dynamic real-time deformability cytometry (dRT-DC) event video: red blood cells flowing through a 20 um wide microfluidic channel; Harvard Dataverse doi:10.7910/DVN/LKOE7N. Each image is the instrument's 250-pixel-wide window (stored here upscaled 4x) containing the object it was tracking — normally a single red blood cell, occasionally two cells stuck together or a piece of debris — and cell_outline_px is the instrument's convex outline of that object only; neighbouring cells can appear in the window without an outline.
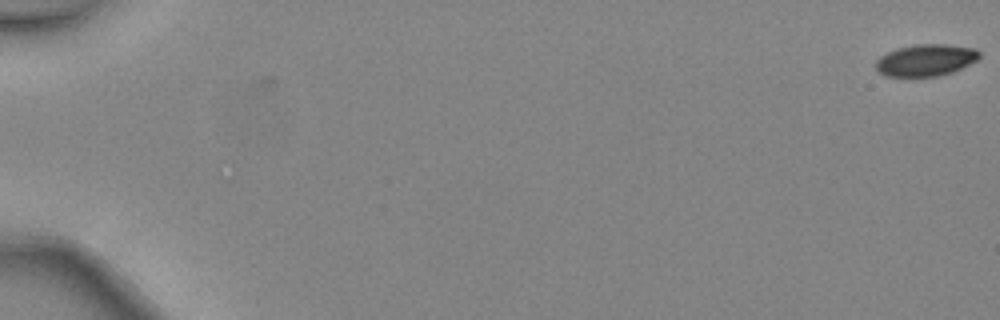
{"species": "common noctule bat (a hibernating species)", "species_latin": "Nyctalus noctula", "temperature_condition": "warm", "stored_images_in_passage": 2, "camera_frame_rate_fps": 3000, "um_per_image_px": 0.085, "animal": {"sex": "female", "body_mass_g": 24.6, "forearm_length_mm": 56.2}, "frame": {"image": 1, "passage_image": 2, "time_ms": 0.333, "image_size_px": [1000, 320], "cell_outline_px": [[980, 56], [976, 60], [952, 72], [940, 76], [884, 76], [876, 68], [876, 60], [880, 56], [896, 48], [916, 44], [944, 44], [976, 48], [980, 52]], "centroid_in_image_um": [78.68, 5.1], "position_along_channel_um": 6.3, "area_um2": 19.13}}